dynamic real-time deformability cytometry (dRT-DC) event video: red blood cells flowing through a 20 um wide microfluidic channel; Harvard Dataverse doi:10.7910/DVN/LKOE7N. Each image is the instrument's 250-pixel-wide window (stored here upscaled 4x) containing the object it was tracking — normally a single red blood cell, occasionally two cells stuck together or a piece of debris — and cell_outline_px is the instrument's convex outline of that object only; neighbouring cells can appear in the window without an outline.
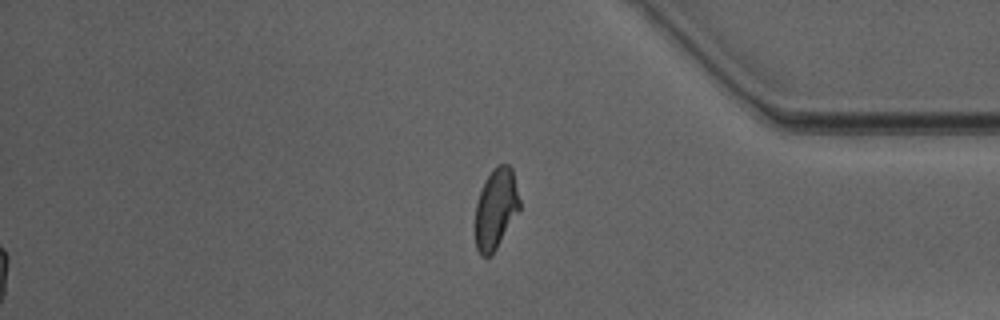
{"species": "Egyptian fruit bat (a non-hibernating species)", "species_latin": "Rousettus aegyptiacus", "temperature_condition": "warm", "stored_images_in_passage": 50, "segment_of_instrument_passage": [2, 2], "camera_frame_rate_fps": 3000, "um_per_image_px": 0.085, "animal": {"sex": "male"}, "frame": {"image": 1, "passage_image": 50, "time_ms": 16.333, "image_size_px": [1000, 320], "cell_outline_px": [[520, 208], [492, 256], [480, 256], [476, 248], [472, 228], [476, 204], [480, 192], [492, 168], [496, 164], [508, 164], [512, 168], [520, 200]], "centroid_in_image_um": [42.1, 17.78], "position_along_channel_um": 393.1, "area_um2": 21.27}}